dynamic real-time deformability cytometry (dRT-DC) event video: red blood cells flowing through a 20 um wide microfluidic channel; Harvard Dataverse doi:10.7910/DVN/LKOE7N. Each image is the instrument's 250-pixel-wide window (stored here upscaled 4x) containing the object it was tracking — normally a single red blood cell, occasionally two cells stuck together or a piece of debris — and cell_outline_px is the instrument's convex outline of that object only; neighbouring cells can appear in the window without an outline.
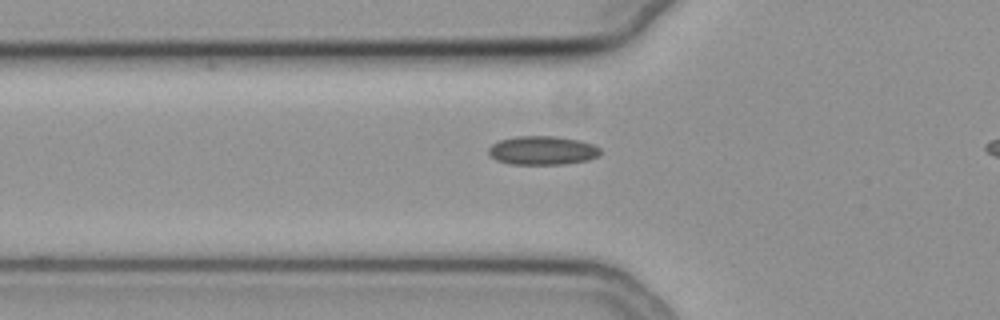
{"species": "common noctule bat (a hibernating species)", "species_latin": "Nyctalus noctula", "temperature_condition": "cold", "stored_images_in_passage": 42, "camera_frame_rate_fps": 3000, "um_per_image_px": 0.085, "animal": {"sex": "female", "body_mass_g": 19.3, "forearm_length_mm": 54.1}, "frame": {"image": 1, "passage_image": 11, "time_ms": 3.333, "image_size_px": [1000, 320], "cell_outline_px": [[600, 156], [588, 160], [564, 164], [508, 164], [496, 160], [488, 152], [488, 148], [492, 144], [500, 140], [516, 136], [556, 136], [580, 140], [592, 144], [600, 148]], "centroid_in_image_um": [46.12, 12.79], "position_along_channel_um": 79.7, "area_um2": 18.84}}
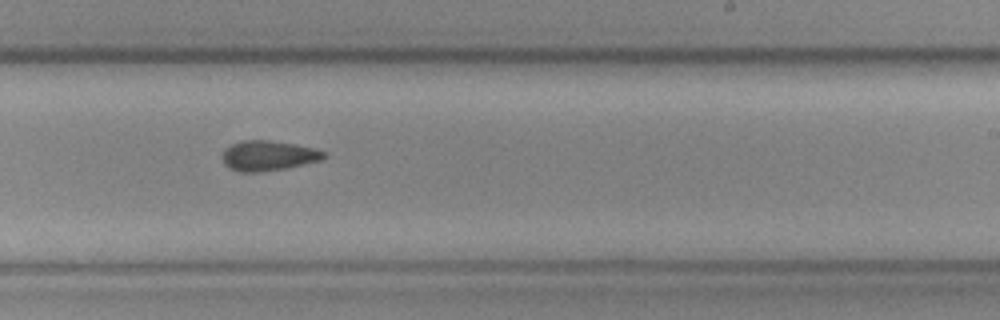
{"frame": {"image": 2, "passage_image": 26, "time_ms": 8.333, "image_size_px": [1000, 320], "cell_outline_px": [[328, 156], [324, 160], [288, 168], [260, 172], [240, 172], [228, 168], [224, 164], [220, 156], [224, 148], [232, 144], [244, 140], [268, 140], [292, 144], [312, 148], [324, 152]], "centroid_in_image_um": [22.77, 13.25], "position_along_channel_um": 266.2, "area_um2": 18.03}}
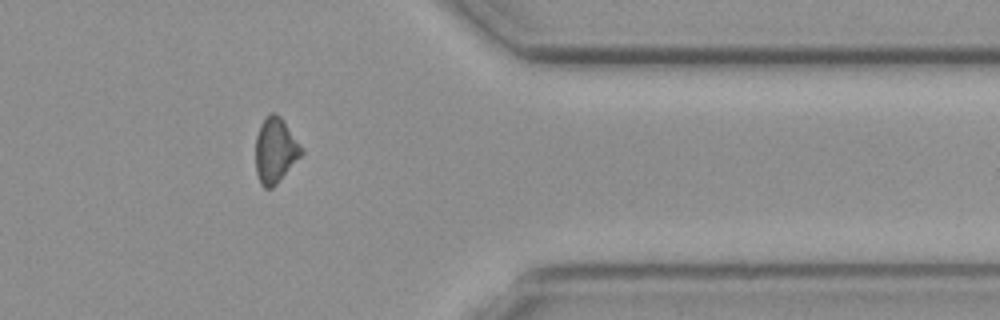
{"frame": {"image": 3, "passage_image": 37, "time_ms": 12.0, "image_size_px": [1000, 320], "cell_outline_px": [[304, 152], [276, 184], [272, 188], [264, 188], [260, 184], [256, 172], [256, 136], [260, 124], [272, 112], [276, 112], [284, 120], [304, 148]], "centroid_in_image_um": [23.41, 12.77], "position_along_channel_um": 388.0, "area_um2": 17.46}}